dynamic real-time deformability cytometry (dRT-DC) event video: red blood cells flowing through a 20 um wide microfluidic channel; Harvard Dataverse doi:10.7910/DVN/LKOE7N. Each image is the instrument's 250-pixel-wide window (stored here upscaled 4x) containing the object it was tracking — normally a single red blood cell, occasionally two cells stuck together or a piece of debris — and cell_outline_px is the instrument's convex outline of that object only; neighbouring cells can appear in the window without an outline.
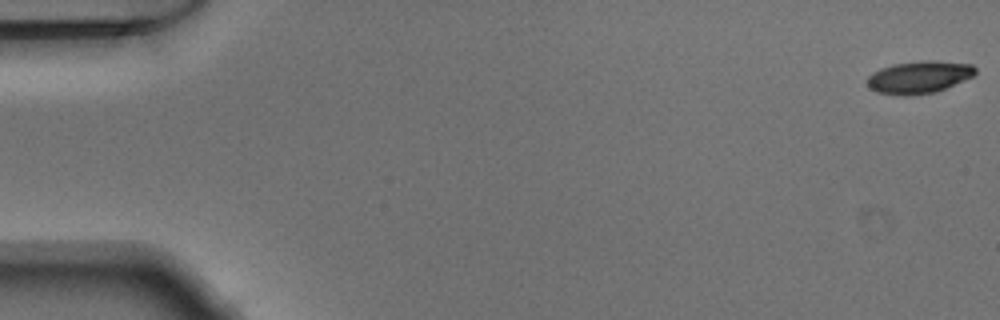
{"species": "Egyptian fruit bat (a non-hibernating species)", "species_latin": "Rousettus aegyptiacus", "temperature_condition": "warm", "stored_images_in_passage": 51, "camera_frame_rate_fps": 3000, "um_per_image_px": 0.085, "animal": {"sex": "male"}, "frame": {"image": 1, "passage_image": 1, "time_ms": 0.0, "image_size_px": [1000, 320], "cell_outline_px": [[976, 72], [972, 76], [936, 92], [904, 96], [876, 92], [868, 88], [868, 76], [872, 72], [880, 68], [892, 64], [920, 60], [932, 60], [972, 64], [976, 68]], "centroid_in_image_um": [78.08, 6.55], "position_along_channel_um": 6.9, "area_um2": 20.46}}
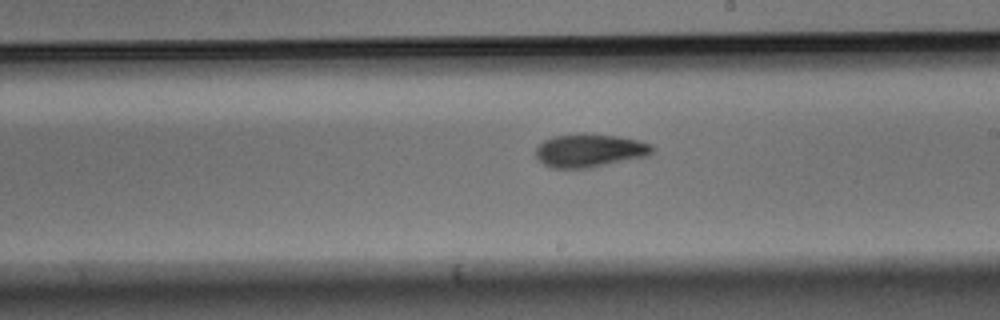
{"frame": {"image": 2, "passage_image": 30, "time_ms": 9.667, "image_size_px": [1000, 320], "cell_outline_px": [[656, 148], [648, 156], [588, 168], [552, 168], [544, 164], [536, 156], [536, 148], [544, 140], [552, 136], [580, 132], [584, 132], [616, 136], [640, 140], [652, 144]], "centroid_in_image_um": [50.14, 12.77], "position_along_channel_um": 238.9, "area_um2": 22.89}}
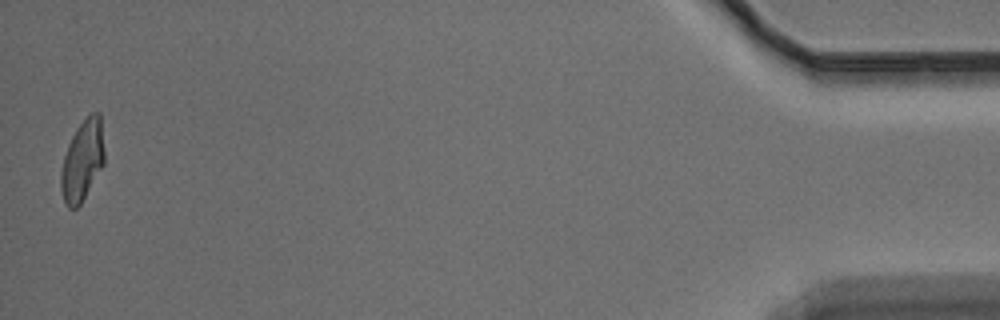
{"frame": {"image": 3, "passage_image": 51, "time_ms": 16.667, "image_size_px": [1000, 320], "cell_outline_px": [[104, 164], [80, 204], [76, 208], [68, 208], [64, 204], [60, 188], [60, 172], [64, 156], [68, 144], [76, 128], [92, 112], [100, 112], [104, 152]], "centroid_in_image_um": [6.99, 13.66], "position_along_channel_um": 428.2, "area_um2": 20.4}}